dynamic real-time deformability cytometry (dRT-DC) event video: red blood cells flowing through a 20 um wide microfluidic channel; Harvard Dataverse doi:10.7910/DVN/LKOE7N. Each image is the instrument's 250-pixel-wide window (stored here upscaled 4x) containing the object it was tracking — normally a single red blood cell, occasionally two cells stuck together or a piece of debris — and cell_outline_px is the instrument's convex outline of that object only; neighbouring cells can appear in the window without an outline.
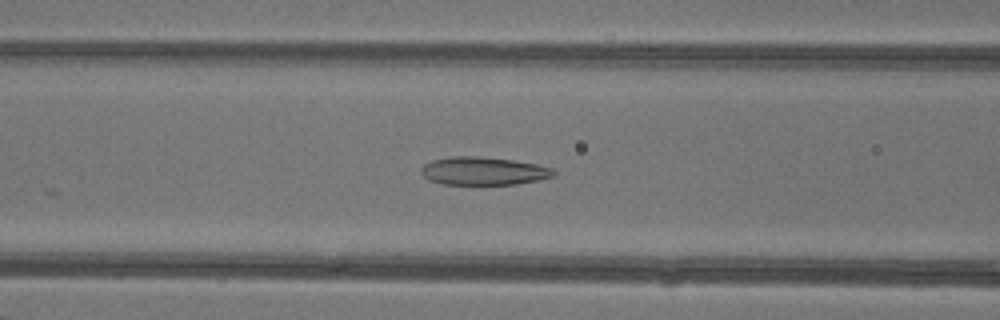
{"species": "common noctule bat (a hibernating species)", "species_latin": "Nyctalus noctula", "temperature_condition": "warm", "stored_images_in_passage": 48, "camera_frame_rate_fps": 3000, "um_per_image_px": 0.085, "animal": {"sex": "female"}, "frame": {"image": 1, "passage_image": 20, "time_ms": 6.333, "image_size_px": [1000, 320], "cell_outline_px": [[556, 176], [540, 180], [516, 184], [444, 184], [428, 180], [420, 172], [420, 168], [424, 164], [432, 160], [448, 156], [476, 156], [512, 160], [536, 164], [552, 168], [556, 172]], "centroid_in_image_um": [41.09, 14.53], "position_along_channel_um": 125.5, "area_um2": 21.79}}
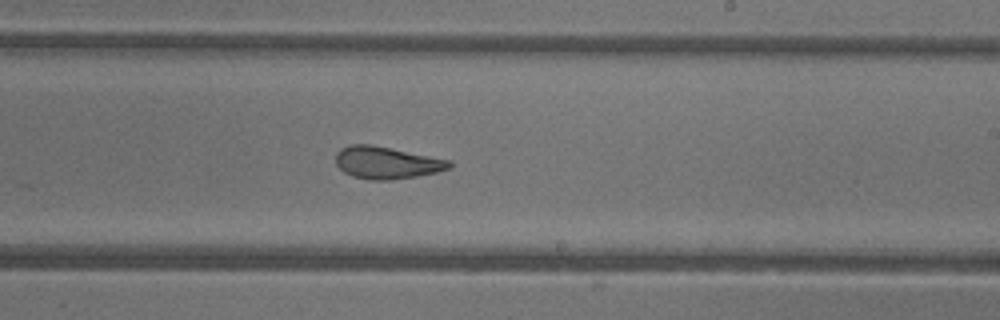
{"frame": {"image": 2, "passage_image": 29, "time_ms": 9.333, "image_size_px": [1000, 320], "cell_outline_px": [[452, 168], [436, 172], [416, 176], [388, 180], [368, 180], [352, 176], [344, 172], [336, 164], [336, 152], [340, 148], [348, 144], [372, 144], [452, 160]], "centroid_in_image_um": [32.86, 13.81], "position_along_channel_um": 256.1, "area_um2": 21.56}}
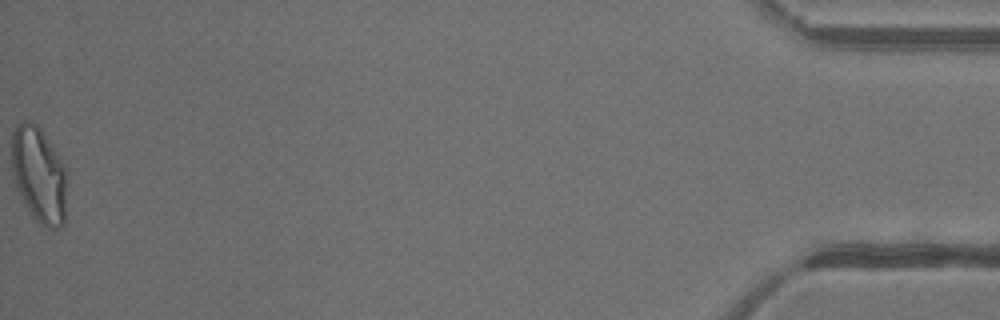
{"frame": {"image": 3, "passage_image": 48, "time_ms": 15.667, "image_size_px": [1000, 320], "cell_outline_px": [[68, 184], [64, 224], [60, 228], [48, 228], [36, 224], [16, 188], [12, 176], [12, 132], [16, 124], [24, 120], [36, 124], [40, 128], [68, 168]], "centroid_in_image_um": [3.35, 14.89], "position_along_channel_um": 431.9, "area_um2": 31.91}, "authors_computed_cell_mechanics": {"area_um2": 24.2471, "velocity_mm_per_s": 4.3501, "shape_relaxation_time_tau1_ms": null, "shape_relaxation_time_tau2_ms": 2.15, "deformation_change_tau1": null, "deformation_change_tau2": 0.0933}}